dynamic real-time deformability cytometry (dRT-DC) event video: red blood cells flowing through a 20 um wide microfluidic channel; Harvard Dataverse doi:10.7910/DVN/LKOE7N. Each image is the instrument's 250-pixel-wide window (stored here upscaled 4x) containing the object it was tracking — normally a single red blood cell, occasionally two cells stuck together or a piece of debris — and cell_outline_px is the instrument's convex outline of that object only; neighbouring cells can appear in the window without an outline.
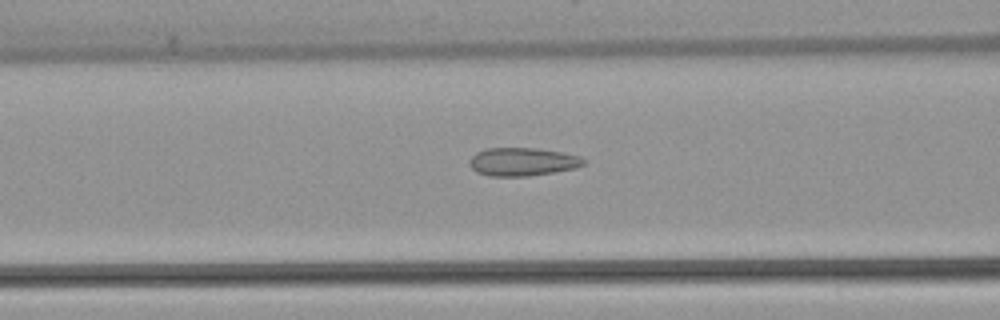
{"species": "common noctule bat (a hibernating species)", "species_latin": "Nyctalus noctula", "temperature_condition": "warm", "stored_images_in_passage": 13, "camera_frame_rate_fps": 3000, "um_per_image_px": 0.085, "animal": {"sex": "female", "body_mass_g": 22.7, "forearm_length_mm": 54.2}, "frame": {"image": 1, "passage_image": 8, "time_ms": 2.333, "image_size_px": [1000, 320], "cell_outline_px": [[588, 160], [584, 164], [576, 168], [528, 176], [488, 176], [476, 172], [468, 164], [468, 160], [476, 152], [484, 148], [536, 148], [560, 152], [580, 156]], "centroid_in_image_um": [44.39, 13.75], "position_along_channel_um": 122.2, "area_um2": 18.9}}
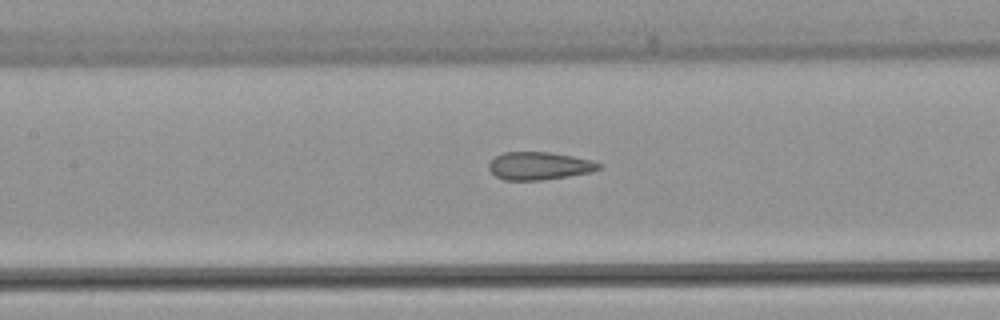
{"frame": {"image": 2, "passage_image": 11, "time_ms": 3.333, "image_size_px": [1000, 320], "cell_outline_px": [[600, 168], [592, 172], [568, 176], [540, 180], [504, 180], [496, 176], [488, 168], [488, 164], [496, 156], [504, 152], [548, 152], [572, 156], [592, 160], [600, 164]], "centroid_in_image_um": [45.82, 14.1], "position_along_channel_um": 161.6, "area_um2": 17.69}}